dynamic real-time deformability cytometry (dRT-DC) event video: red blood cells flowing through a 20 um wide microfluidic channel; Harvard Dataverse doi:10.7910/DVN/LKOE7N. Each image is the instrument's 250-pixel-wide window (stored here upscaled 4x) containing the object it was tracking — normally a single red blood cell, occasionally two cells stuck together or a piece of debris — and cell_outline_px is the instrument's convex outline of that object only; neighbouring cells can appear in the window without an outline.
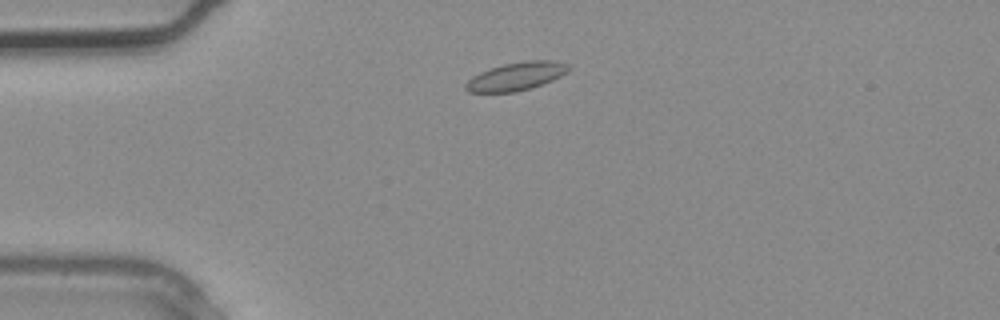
{"species": "common noctule bat (a hibernating species)", "species_latin": "Nyctalus noctula", "temperature_condition": "warm", "stored_images_in_passage": 4, "camera_frame_rate_fps": 3000, "um_per_image_px": 0.085, "animal": {"sex": "male", "body_mass_g": 20.4}, "frame": {"image": 1, "passage_image": 4, "time_ms": 1.0, "image_size_px": [1000, 320], "cell_outline_px": [[572, 68], [568, 72], [544, 84], [532, 88], [516, 92], [468, 92], [464, 88], [464, 84], [472, 76], [480, 72], [504, 64], [528, 60], [556, 60], [572, 64]], "centroid_in_image_um": [43.94, 6.48], "position_along_channel_um": 41.1, "area_um2": 17.17}}